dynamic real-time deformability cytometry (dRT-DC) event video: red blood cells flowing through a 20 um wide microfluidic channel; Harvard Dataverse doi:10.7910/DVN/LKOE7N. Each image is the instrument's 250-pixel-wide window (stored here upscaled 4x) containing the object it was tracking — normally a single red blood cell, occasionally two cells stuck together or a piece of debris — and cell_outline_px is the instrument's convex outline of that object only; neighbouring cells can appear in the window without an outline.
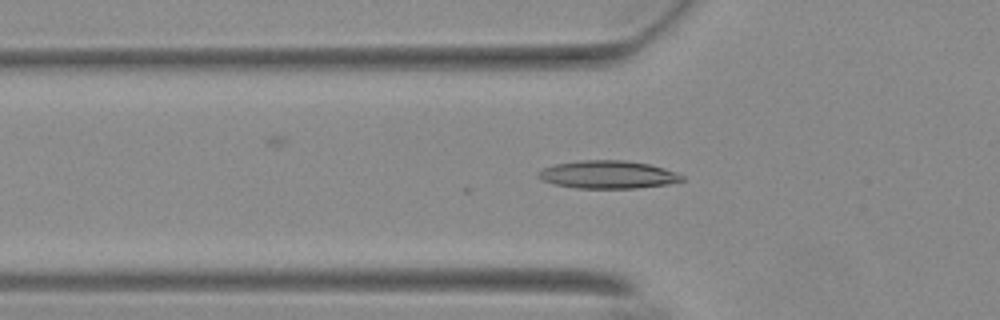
{"species": "Egyptian fruit bat (a non-hibernating species)", "species_latin": "Rousettus aegyptiacus", "temperature_condition": "warm", "stored_images_in_passage": 42, "camera_frame_rate_fps": 3000, "um_per_image_px": 0.085, "animal": {"sex": "female"}, "frame": {"image": 1, "passage_image": 5, "time_ms": 1.333, "image_size_px": [1000, 320], "cell_outline_px": [[684, 180], [668, 184], [636, 188], [576, 188], [552, 184], [540, 180], [536, 176], [536, 172], [544, 168], [556, 164], [580, 160], [624, 160], [648, 164], [664, 168], [676, 172], [684, 176]], "centroid_in_image_um": [51.63, 14.84], "position_along_channel_um": 74.2, "area_um2": 23.47}}
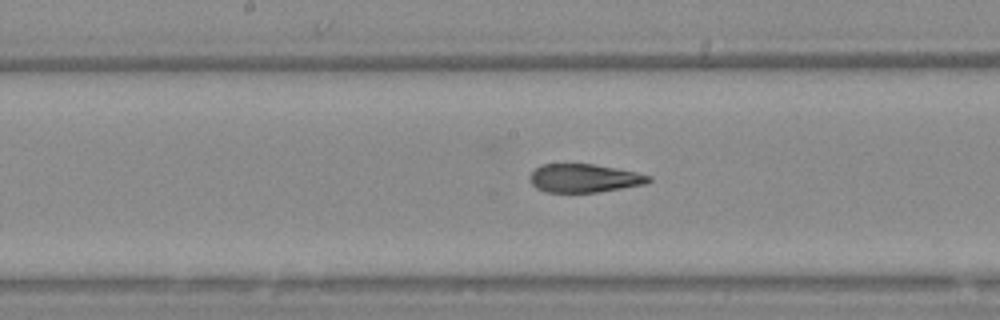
{"frame": {"image": 2, "passage_image": 15, "time_ms": 4.667, "image_size_px": [1000, 320], "cell_outline_px": [[652, 180], [644, 184], [596, 192], [544, 192], [536, 188], [532, 184], [528, 176], [540, 164], [592, 164], [616, 168], [636, 172], [652, 176]], "centroid_in_image_um": [49.62, 15.14], "position_along_channel_um": 198.6, "area_um2": 19.59}}
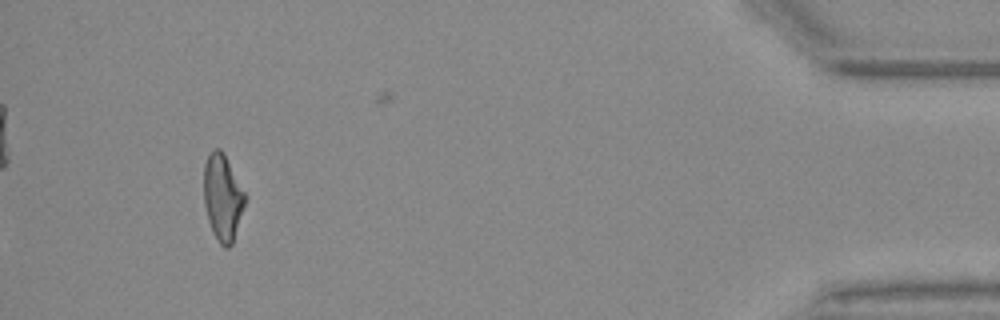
{"frame": {"image": 3, "passage_image": 38, "time_ms": 12.333, "image_size_px": [1000, 320], "cell_outline_px": [[248, 196], [232, 244], [228, 248], [224, 248], [220, 244], [212, 232], [208, 220], [204, 204], [204, 164], [208, 152], [212, 148], [220, 148]], "centroid_in_image_um": [18.93, 16.77], "position_along_channel_um": 416.3, "area_um2": 20.98}, "authors_computed_cell_mechanics": {"area_um2": 20.9525, "velocity_mm_per_s": 3.708, "shape_relaxation_time_tau1_ms": 10.8642, "shape_relaxation_time_tau2_ms": 4.5418, "deformation_change_tau1": 0.2959, "deformation_change_tau2": 0.1361}}